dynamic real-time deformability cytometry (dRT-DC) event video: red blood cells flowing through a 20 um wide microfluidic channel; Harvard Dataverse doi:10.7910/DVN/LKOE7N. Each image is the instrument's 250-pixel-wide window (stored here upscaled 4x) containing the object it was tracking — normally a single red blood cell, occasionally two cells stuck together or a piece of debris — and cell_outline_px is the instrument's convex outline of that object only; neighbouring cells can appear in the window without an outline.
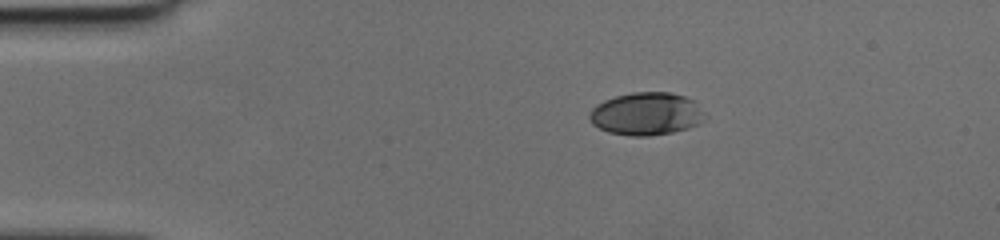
{"species": "human", "species_latin": "Homo sapiens", "temperature_condition": "cold", "stored_images_in_passage": 41, "camera_frame_rate_fps": 3000, "um_per_image_px": 0.085, "donor": {"sex": "female"}, "frame": {"image": 1, "passage_image": 1, "time_ms": 0.0, "image_size_px": [1000, 240], "cell_outline_px": [[704, 112], [696, 124], [688, 128], [672, 132], [648, 136], [632, 136], [608, 132], [592, 124], [588, 116], [592, 108], [596, 104], [604, 100], [616, 96], [632, 92], [668, 92], [684, 96], [696, 100]], "centroid_in_image_um": [54.9, 9.66], "position_along_channel_um": 30.1, "area_um2": 28.61}}
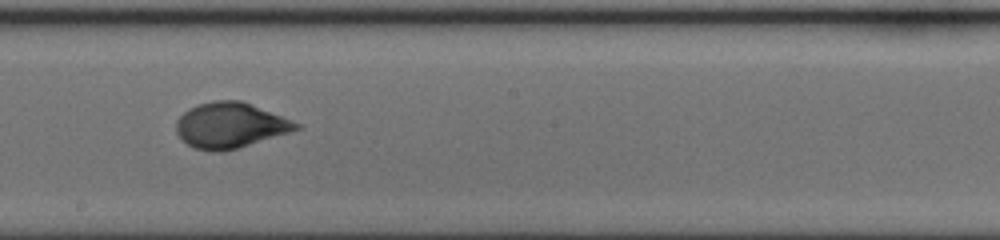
{"frame": {"image": 2, "passage_image": 20, "time_ms": 6.333, "image_size_px": [1000, 240], "cell_outline_px": [[300, 128], [288, 132], [236, 148], [220, 152], [212, 152], [196, 148], [188, 144], [176, 132], [176, 120], [188, 108], [196, 104], [212, 100], [240, 100], [300, 124]], "centroid_in_image_um": [19.49, 10.64], "position_along_channel_um": 228.7, "area_um2": 31.15}}
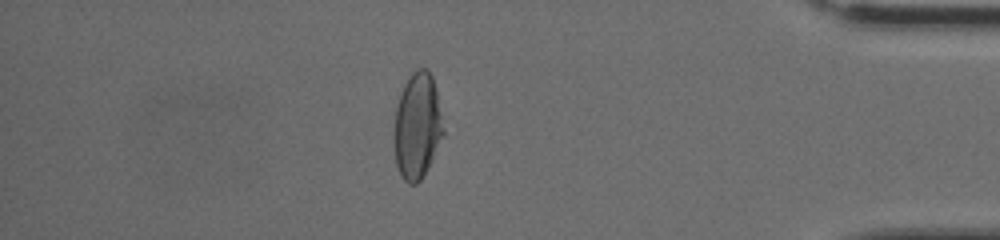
{"frame": {"image": 3, "passage_image": 35, "time_ms": 11.333, "image_size_px": [1000, 240], "cell_outline_px": [[444, 132], [420, 180], [416, 184], [408, 184], [400, 176], [396, 164], [396, 108], [400, 92], [408, 76], [416, 68], [424, 68], [432, 76], [436, 88]], "centroid_in_image_um": [35.46, 10.66], "position_along_channel_um": 399.7, "area_um2": 29.54}}